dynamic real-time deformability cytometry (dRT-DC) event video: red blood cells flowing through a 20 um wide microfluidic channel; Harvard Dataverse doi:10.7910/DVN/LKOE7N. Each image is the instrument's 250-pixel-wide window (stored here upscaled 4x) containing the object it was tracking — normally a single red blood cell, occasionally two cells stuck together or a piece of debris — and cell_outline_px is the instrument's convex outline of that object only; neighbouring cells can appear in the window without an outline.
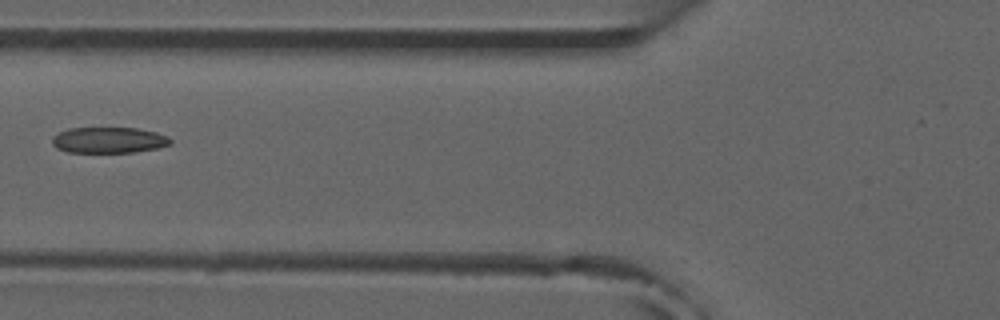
{"species": "common noctule bat (a hibernating species)", "species_latin": "Nyctalus noctula", "temperature_condition": "room temperature", "stored_images_in_passage": 5, "camera_frame_rate_fps": 3000, "um_per_image_px": 0.085, "animal": {"sex": "male", "forearm_length_mm": 52.5}, "frame": {"image": 1, "passage_image": 5, "time_ms": 5.333, "image_size_px": [1000, 320], "cell_outline_px": [[172, 144], [156, 148], [132, 152], [68, 152], [56, 148], [52, 144], [52, 136], [68, 128], [136, 128], [156, 132], [168, 136], [172, 140]], "centroid_in_image_um": [9.24, 11.9], "position_along_channel_um": 116.6, "area_um2": 17.86}}